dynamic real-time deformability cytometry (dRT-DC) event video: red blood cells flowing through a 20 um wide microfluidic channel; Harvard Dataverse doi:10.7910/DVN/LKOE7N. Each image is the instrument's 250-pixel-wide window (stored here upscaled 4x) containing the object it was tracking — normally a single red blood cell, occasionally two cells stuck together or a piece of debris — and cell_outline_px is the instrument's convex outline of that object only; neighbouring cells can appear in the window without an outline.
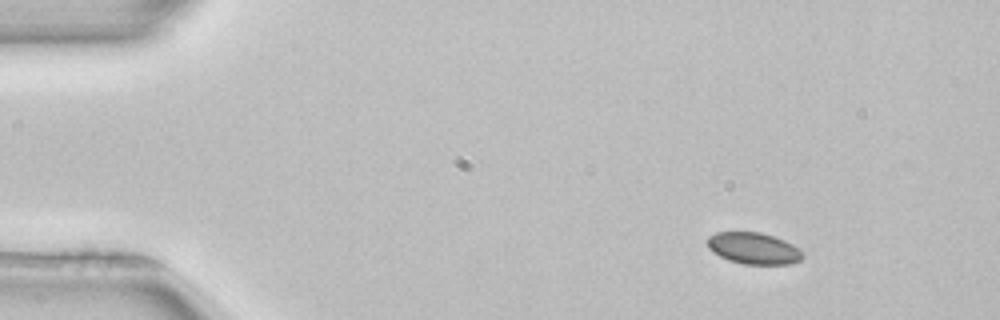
{"species": "common noctule bat (a hibernating species)", "species_latin": "Nyctalus noctula", "temperature_condition": "room temperature", "stored_images_in_passage": 47, "camera_frame_rate_fps": 3000, "um_per_image_px": 0.085, "animal": {"sex": "female", "body_mass_g": 22.7, "forearm_length_mm": 54.2}, "frame": {"image": 1, "passage_image": 1, "time_ms": 0.0, "image_size_px": [1000, 320], "cell_outline_px": [[804, 256], [800, 260], [788, 264], [744, 264], [728, 260], [712, 252], [708, 248], [708, 236], [716, 232], [760, 232], [784, 240], [792, 244], [804, 252]], "centroid_in_image_um": [64.05, 21.11], "position_along_channel_um": 20.9, "area_um2": 17.51}}
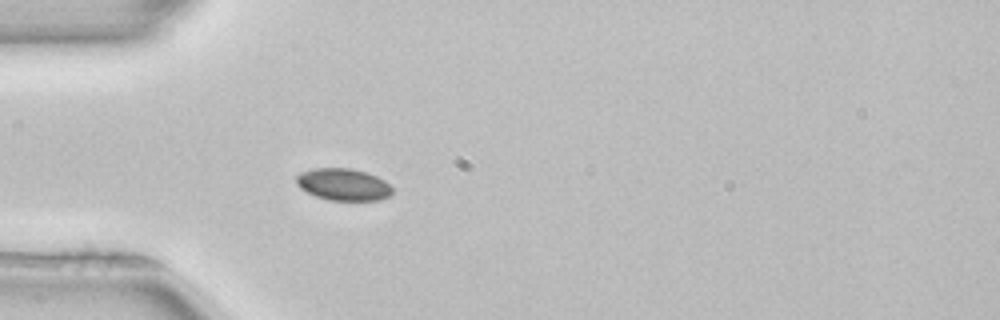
{"frame": {"image": 2, "passage_image": 10, "time_ms": 3.0, "image_size_px": [1000, 320], "cell_outline_px": [[392, 196], [380, 200], [328, 200], [316, 196], [300, 188], [296, 184], [296, 176], [300, 172], [316, 168], [352, 168], [368, 172], [384, 180], [392, 188]], "centroid_in_image_um": [29.2, 15.68], "position_along_channel_um": 55.8, "area_um2": 18.03}}
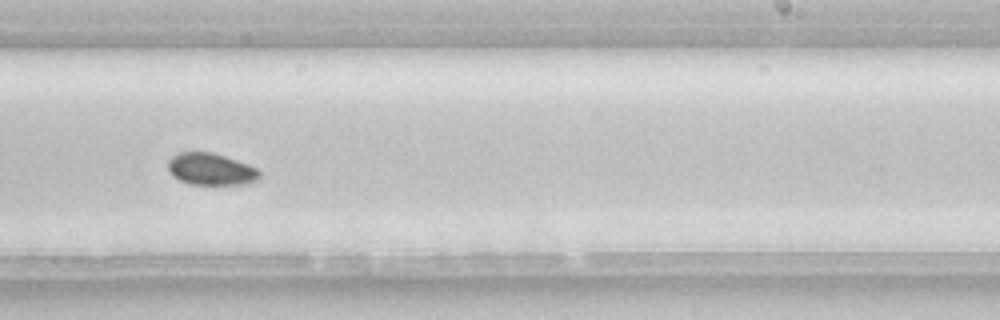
{"frame": {"image": 3, "passage_image": 27, "time_ms": 8.667, "image_size_px": [1000, 320], "cell_outline_px": [[260, 180], [244, 184], [188, 184], [172, 176], [168, 172], [168, 160], [172, 156], [180, 152], [212, 152], [248, 164], [256, 168], [260, 172]], "centroid_in_image_um": [17.91, 14.38], "position_along_channel_um": 271.1, "area_um2": 17.11}}